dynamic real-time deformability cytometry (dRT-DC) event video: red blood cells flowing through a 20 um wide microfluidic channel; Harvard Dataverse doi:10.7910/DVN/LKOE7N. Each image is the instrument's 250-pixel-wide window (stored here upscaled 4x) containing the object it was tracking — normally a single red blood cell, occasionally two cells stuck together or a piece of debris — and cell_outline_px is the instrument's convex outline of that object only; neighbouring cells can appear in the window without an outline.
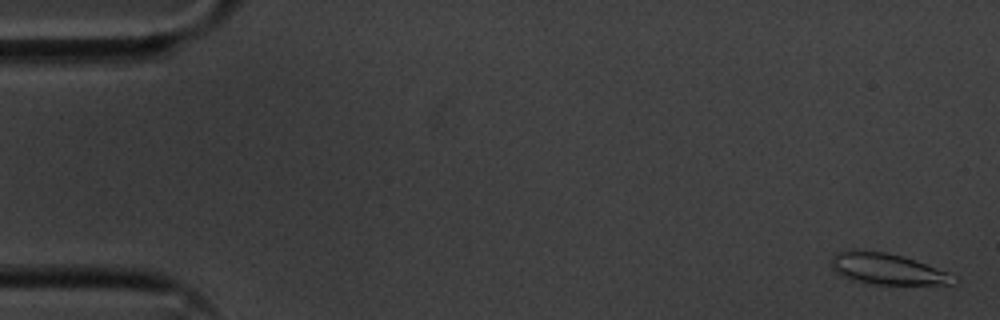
{"species": "common noctule bat (a hibernating species)", "species_latin": "Nyctalus noctula", "temperature_condition": "cold", "stored_images_in_passage": 57, "segment_of_instrument_passage": [1, 2], "camera_frame_rate_fps": 3000, "um_per_image_px": 0.085, "animal": {"sex": "male", "body_mass_g": 20.1, "forearm_length_mm": 53.5}, "frame": {"image": 1, "passage_image": 2, "time_ms": 0.333, "image_size_px": [1000, 320], "cell_outline_px": [[960, 280], [952, 284], [872, 284], [852, 280], [840, 276], [832, 268], [832, 256], [836, 252], [852, 248], [856, 248], [888, 252], [904, 256], [916, 260], [948, 272]], "centroid_in_image_um": [75.38, 22.83], "position_along_channel_um": 9.6, "area_um2": 22.66}}
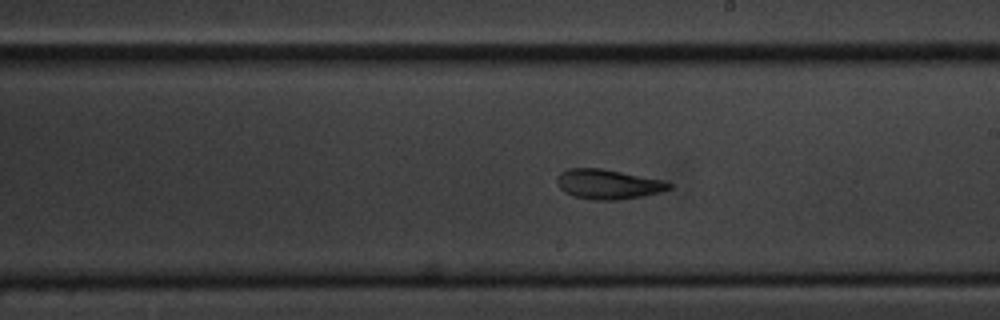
{"frame": {"image": 2, "passage_image": 32, "time_ms": 10.333, "image_size_px": [1000, 320], "cell_outline_px": [[672, 188], [660, 192], [644, 196], [616, 200], [592, 200], [572, 196], [564, 192], [556, 184], [556, 176], [560, 172], [568, 168], [604, 168], [664, 180], [672, 184]], "centroid_in_image_um": [51.66, 15.65], "position_along_channel_um": 237.3, "area_um2": 19.83}}
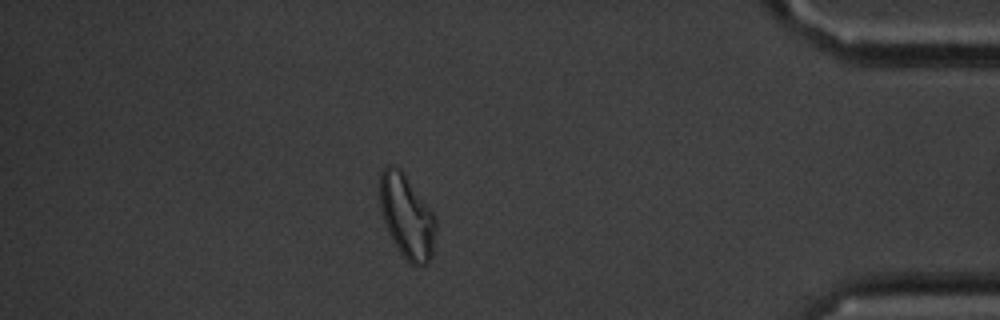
{"frame": {"image": 3, "passage_image": 49, "time_ms": 16.0, "image_size_px": [1000, 320], "cell_outline_px": [[436, 228], [432, 256], [424, 264], [416, 268], [400, 252], [392, 240], [388, 232], [380, 208], [380, 172], [388, 164], [392, 164], [400, 168], [404, 172], [436, 216]], "centroid_in_image_um": [34.58, 18.37], "position_along_channel_um": 400.6, "area_um2": 27.4}}